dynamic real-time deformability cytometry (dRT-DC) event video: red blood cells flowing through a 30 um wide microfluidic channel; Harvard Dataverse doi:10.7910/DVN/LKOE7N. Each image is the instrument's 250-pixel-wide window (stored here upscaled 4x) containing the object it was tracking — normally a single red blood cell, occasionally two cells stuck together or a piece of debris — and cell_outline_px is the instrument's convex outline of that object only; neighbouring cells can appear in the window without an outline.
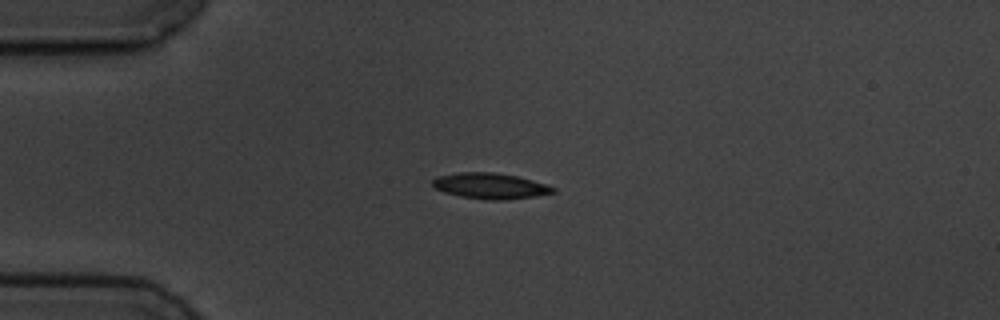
{"species": "common noctule bat (a hibernating species)", "species_latin": "Nyctalus noctula", "temperature_condition": "cold", "stored_images_in_passage": 4, "camera_frame_rate_fps": 3000, "um_per_image_px": 0.085, "animal": {"sex": "male", "body_mass_g": 19.5, "forearm_length_mm": 54.6}, "frame": {"image": 1, "passage_image": 3, "time_ms": 3.333, "image_size_px": [1000, 320], "cell_outline_px": [[556, 192], [536, 196], [504, 200], [488, 200], [460, 196], [444, 192], [436, 188], [432, 184], [432, 180], [440, 176], [460, 172], [496, 172], [516, 176], [532, 180], [556, 188]], "centroid_in_image_um": [41.69, 15.8], "position_along_channel_um": 43.3, "area_um2": 17.98}}